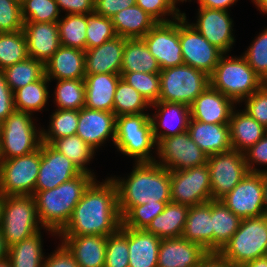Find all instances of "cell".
<instances>
[{
	"instance_id": "cell-34",
	"label": "cell",
	"mask_w": 267,
	"mask_h": 267,
	"mask_svg": "<svg viewBox=\"0 0 267 267\" xmlns=\"http://www.w3.org/2000/svg\"><path fill=\"white\" fill-rule=\"evenodd\" d=\"M213 253H219L238 230L241 218L221 200H211Z\"/></svg>"
},
{
	"instance_id": "cell-50",
	"label": "cell",
	"mask_w": 267,
	"mask_h": 267,
	"mask_svg": "<svg viewBox=\"0 0 267 267\" xmlns=\"http://www.w3.org/2000/svg\"><path fill=\"white\" fill-rule=\"evenodd\" d=\"M242 56L263 82L267 83V28L259 33Z\"/></svg>"
},
{
	"instance_id": "cell-60",
	"label": "cell",
	"mask_w": 267,
	"mask_h": 267,
	"mask_svg": "<svg viewBox=\"0 0 267 267\" xmlns=\"http://www.w3.org/2000/svg\"><path fill=\"white\" fill-rule=\"evenodd\" d=\"M238 0H198L199 7L216 9V10H227L230 6H233Z\"/></svg>"
},
{
	"instance_id": "cell-28",
	"label": "cell",
	"mask_w": 267,
	"mask_h": 267,
	"mask_svg": "<svg viewBox=\"0 0 267 267\" xmlns=\"http://www.w3.org/2000/svg\"><path fill=\"white\" fill-rule=\"evenodd\" d=\"M120 78V74L86 75L84 77L85 107L113 112L114 94Z\"/></svg>"
},
{
	"instance_id": "cell-61",
	"label": "cell",
	"mask_w": 267,
	"mask_h": 267,
	"mask_svg": "<svg viewBox=\"0 0 267 267\" xmlns=\"http://www.w3.org/2000/svg\"><path fill=\"white\" fill-rule=\"evenodd\" d=\"M9 255V246L6 243V239L4 238L1 229H0V261L8 258Z\"/></svg>"
},
{
	"instance_id": "cell-52",
	"label": "cell",
	"mask_w": 267,
	"mask_h": 267,
	"mask_svg": "<svg viewBox=\"0 0 267 267\" xmlns=\"http://www.w3.org/2000/svg\"><path fill=\"white\" fill-rule=\"evenodd\" d=\"M21 2L19 0H0V31L16 32L23 30Z\"/></svg>"
},
{
	"instance_id": "cell-57",
	"label": "cell",
	"mask_w": 267,
	"mask_h": 267,
	"mask_svg": "<svg viewBox=\"0 0 267 267\" xmlns=\"http://www.w3.org/2000/svg\"><path fill=\"white\" fill-rule=\"evenodd\" d=\"M15 110L13 92L0 71V124Z\"/></svg>"
},
{
	"instance_id": "cell-48",
	"label": "cell",
	"mask_w": 267,
	"mask_h": 267,
	"mask_svg": "<svg viewBox=\"0 0 267 267\" xmlns=\"http://www.w3.org/2000/svg\"><path fill=\"white\" fill-rule=\"evenodd\" d=\"M168 202L159 201L146 203L140 206H132L121 218L122 226L131 229H146L151 221L164 211Z\"/></svg>"
},
{
	"instance_id": "cell-47",
	"label": "cell",
	"mask_w": 267,
	"mask_h": 267,
	"mask_svg": "<svg viewBox=\"0 0 267 267\" xmlns=\"http://www.w3.org/2000/svg\"><path fill=\"white\" fill-rule=\"evenodd\" d=\"M24 22H58L60 10L55 0H21Z\"/></svg>"
},
{
	"instance_id": "cell-40",
	"label": "cell",
	"mask_w": 267,
	"mask_h": 267,
	"mask_svg": "<svg viewBox=\"0 0 267 267\" xmlns=\"http://www.w3.org/2000/svg\"><path fill=\"white\" fill-rule=\"evenodd\" d=\"M5 80L14 92L29 83L40 80L45 75V64L42 61L27 58L2 70Z\"/></svg>"
},
{
	"instance_id": "cell-38",
	"label": "cell",
	"mask_w": 267,
	"mask_h": 267,
	"mask_svg": "<svg viewBox=\"0 0 267 267\" xmlns=\"http://www.w3.org/2000/svg\"><path fill=\"white\" fill-rule=\"evenodd\" d=\"M88 14H65L58 22V32L62 46L86 50V29Z\"/></svg>"
},
{
	"instance_id": "cell-35",
	"label": "cell",
	"mask_w": 267,
	"mask_h": 267,
	"mask_svg": "<svg viewBox=\"0 0 267 267\" xmlns=\"http://www.w3.org/2000/svg\"><path fill=\"white\" fill-rule=\"evenodd\" d=\"M156 58L142 38L126 39L120 72L160 73Z\"/></svg>"
},
{
	"instance_id": "cell-64",
	"label": "cell",
	"mask_w": 267,
	"mask_h": 267,
	"mask_svg": "<svg viewBox=\"0 0 267 267\" xmlns=\"http://www.w3.org/2000/svg\"><path fill=\"white\" fill-rule=\"evenodd\" d=\"M256 7H258V10H260L262 13L267 14V0H252Z\"/></svg>"
},
{
	"instance_id": "cell-45",
	"label": "cell",
	"mask_w": 267,
	"mask_h": 267,
	"mask_svg": "<svg viewBox=\"0 0 267 267\" xmlns=\"http://www.w3.org/2000/svg\"><path fill=\"white\" fill-rule=\"evenodd\" d=\"M128 227L120 228L107 236L105 266L129 267Z\"/></svg>"
},
{
	"instance_id": "cell-16",
	"label": "cell",
	"mask_w": 267,
	"mask_h": 267,
	"mask_svg": "<svg viewBox=\"0 0 267 267\" xmlns=\"http://www.w3.org/2000/svg\"><path fill=\"white\" fill-rule=\"evenodd\" d=\"M161 70L184 64L179 41V17L170 22H158L142 38Z\"/></svg>"
},
{
	"instance_id": "cell-41",
	"label": "cell",
	"mask_w": 267,
	"mask_h": 267,
	"mask_svg": "<svg viewBox=\"0 0 267 267\" xmlns=\"http://www.w3.org/2000/svg\"><path fill=\"white\" fill-rule=\"evenodd\" d=\"M151 105L145 98L122 78L119 79L114 94L113 112L116 116L132 115L144 112Z\"/></svg>"
},
{
	"instance_id": "cell-15",
	"label": "cell",
	"mask_w": 267,
	"mask_h": 267,
	"mask_svg": "<svg viewBox=\"0 0 267 267\" xmlns=\"http://www.w3.org/2000/svg\"><path fill=\"white\" fill-rule=\"evenodd\" d=\"M220 200L241 219L266 214L264 211L263 173L248 172L234 189Z\"/></svg>"
},
{
	"instance_id": "cell-66",
	"label": "cell",
	"mask_w": 267,
	"mask_h": 267,
	"mask_svg": "<svg viewBox=\"0 0 267 267\" xmlns=\"http://www.w3.org/2000/svg\"><path fill=\"white\" fill-rule=\"evenodd\" d=\"M0 267H12L8 258L0 261Z\"/></svg>"
},
{
	"instance_id": "cell-10",
	"label": "cell",
	"mask_w": 267,
	"mask_h": 267,
	"mask_svg": "<svg viewBox=\"0 0 267 267\" xmlns=\"http://www.w3.org/2000/svg\"><path fill=\"white\" fill-rule=\"evenodd\" d=\"M41 162L38 150L8 160H0V191L5 196L33 195Z\"/></svg>"
},
{
	"instance_id": "cell-24",
	"label": "cell",
	"mask_w": 267,
	"mask_h": 267,
	"mask_svg": "<svg viewBox=\"0 0 267 267\" xmlns=\"http://www.w3.org/2000/svg\"><path fill=\"white\" fill-rule=\"evenodd\" d=\"M125 38L116 36L100 46L85 50V76L120 74Z\"/></svg>"
},
{
	"instance_id": "cell-12",
	"label": "cell",
	"mask_w": 267,
	"mask_h": 267,
	"mask_svg": "<svg viewBox=\"0 0 267 267\" xmlns=\"http://www.w3.org/2000/svg\"><path fill=\"white\" fill-rule=\"evenodd\" d=\"M171 201L192 207L212 200L207 164L183 171H170Z\"/></svg>"
},
{
	"instance_id": "cell-18",
	"label": "cell",
	"mask_w": 267,
	"mask_h": 267,
	"mask_svg": "<svg viewBox=\"0 0 267 267\" xmlns=\"http://www.w3.org/2000/svg\"><path fill=\"white\" fill-rule=\"evenodd\" d=\"M212 45L223 53L231 51L235 37L233 20L227 10L198 8L196 23H190Z\"/></svg>"
},
{
	"instance_id": "cell-39",
	"label": "cell",
	"mask_w": 267,
	"mask_h": 267,
	"mask_svg": "<svg viewBox=\"0 0 267 267\" xmlns=\"http://www.w3.org/2000/svg\"><path fill=\"white\" fill-rule=\"evenodd\" d=\"M50 145L71 160L83 173L95 177L94 172L89 170L86 165L90 163L96 152L78 135L61 137Z\"/></svg>"
},
{
	"instance_id": "cell-32",
	"label": "cell",
	"mask_w": 267,
	"mask_h": 267,
	"mask_svg": "<svg viewBox=\"0 0 267 267\" xmlns=\"http://www.w3.org/2000/svg\"><path fill=\"white\" fill-rule=\"evenodd\" d=\"M111 19L116 35L126 39L143 38L158 23L138 5L121 10Z\"/></svg>"
},
{
	"instance_id": "cell-27",
	"label": "cell",
	"mask_w": 267,
	"mask_h": 267,
	"mask_svg": "<svg viewBox=\"0 0 267 267\" xmlns=\"http://www.w3.org/2000/svg\"><path fill=\"white\" fill-rule=\"evenodd\" d=\"M45 75L50 82L52 79H84L85 51L61 45L45 63Z\"/></svg>"
},
{
	"instance_id": "cell-17",
	"label": "cell",
	"mask_w": 267,
	"mask_h": 267,
	"mask_svg": "<svg viewBox=\"0 0 267 267\" xmlns=\"http://www.w3.org/2000/svg\"><path fill=\"white\" fill-rule=\"evenodd\" d=\"M81 173L82 171L66 156L50 144L41 143V162L35 191L56 188Z\"/></svg>"
},
{
	"instance_id": "cell-1",
	"label": "cell",
	"mask_w": 267,
	"mask_h": 267,
	"mask_svg": "<svg viewBox=\"0 0 267 267\" xmlns=\"http://www.w3.org/2000/svg\"><path fill=\"white\" fill-rule=\"evenodd\" d=\"M122 224L118 209L115 183L106 178L95 179L84 191L66 226L58 236H108L115 233Z\"/></svg>"
},
{
	"instance_id": "cell-20",
	"label": "cell",
	"mask_w": 267,
	"mask_h": 267,
	"mask_svg": "<svg viewBox=\"0 0 267 267\" xmlns=\"http://www.w3.org/2000/svg\"><path fill=\"white\" fill-rule=\"evenodd\" d=\"M237 103L210 85L190 106L191 118L204 123L229 124Z\"/></svg>"
},
{
	"instance_id": "cell-37",
	"label": "cell",
	"mask_w": 267,
	"mask_h": 267,
	"mask_svg": "<svg viewBox=\"0 0 267 267\" xmlns=\"http://www.w3.org/2000/svg\"><path fill=\"white\" fill-rule=\"evenodd\" d=\"M48 83L49 79L44 75L40 80L15 90L13 92L15 110L30 114L42 111L50 97Z\"/></svg>"
},
{
	"instance_id": "cell-63",
	"label": "cell",
	"mask_w": 267,
	"mask_h": 267,
	"mask_svg": "<svg viewBox=\"0 0 267 267\" xmlns=\"http://www.w3.org/2000/svg\"><path fill=\"white\" fill-rule=\"evenodd\" d=\"M264 211L267 214V172L263 173Z\"/></svg>"
},
{
	"instance_id": "cell-13",
	"label": "cell",
	"mask_w": 267,
	"mask_h": 267,
	"mask_svg": "<svg viewBox=\"0 0 267 267\" xmlns=\"http://www.w3.org/2000/svg\"><path fill=\"white\" fill-rule=\"evenodd\" d=\"M212 200H220L248 173L244 153L229 150L207 156Z\"/></svg>"
},
{
	"instance_id": "cell-51",
	"label": "cell",
	"mask_w": 267,
	"mask_h": 267,
	"mask_svg": "<svg viewBox=\"0 0 267 267\" xmlns=\"http://www.w3.org/2000/svg\"><path fill=\"white\" fill-rule=\"evenodd\" d=\"M177 0H136V5L151 15L157 22H170L184 16L176 7ZM171 16L173 19H167Z\"/></svg>"
},
{
	"instance_id": "cell-23",
	"label": "cell",
	"mask_w": 267,
	"mask_h": 267,
	"mask_svg": "<svg viewBox=\"0 0 267 267\" xmlns=\"http://www.w3.org/2000/svg\"><path fill=\"white\" fill-rule=\"evenodd\" d=\"M23 32L29 58L44 64L61 46L57 22H24Z\"/></svg>"
},
{
	"instance_id": "cell-29",
	"label": "cell",
	"mask_w": 267,
	"mask_h": 267,
	"mask_svg": "<svg viewBox=\"0 0 267 267\" xmlns=\"http://www.w3.org/2000/svg\"><path fill=\"white\" fill-rule=\"evenodd\" d=\"M182 237L213 253L211 200L189 208Z\"/></svg>"
},
{
	"instance_id": "cell-25",
	"label": "cell",
	"mask_w": 267,
	"mask_h": 267,
	"mask_svg": "<svg viewBox=\"0 0 267 267\" xmlns=\"http://www.w3.org/2000/svg\"><path fill=\"white\" fill-rule=\"evenodd\" d=\"M79 267H104L107 236H59Z\"/></svg>"
},
{
	"instance_id": "cell-11",
	"label": "cell",
	"mask_w": 267,
	"mask_h": 267,
	"mask_svg": "<svg viewBox=\"0 0 267 267\" xmlns=\"http://www.w3.org/2000/svg\"><path fill=\"white\" fill-rule=\"evenodd\" d=\"M155 162L170 171H183L207 163V155L192 140L188 131L161 139Z\"/></svg>"
},
{
	"instance_id": "cell-21",
	"label": "cell",
	"mask_w": 267,
	"mask_h": 267,
	"mask_svg": "<svg viewBox=\"0 0 267 267\" xmlns=\"http://www.w3.org/2000/svg\"><path fill=\"white\" fill-rule=\"evenodd\" d=\"M154 114L150 115L153 135L158 143L161 139L188 131L191 118L190 107L182 103L158 101L151 105ZM159 127L164 129L159 131Z\"/></svg>"
},
{
	"instance_id": "cell-5",
	"label": "cell",
	"mask_w": 267,
	"mask_h": 267,
	"mask_svg": "<svg viewBox=\"0 0 267 267\" xmlns=\"http://www.w3.org/2000/svg\"><path fill=\"white\" fill-rule=\"evenodd\" d=\"M114 145L117 151L135 159V163L155 162L151 152L157 149L149 113L116 117Z\"/></svg>"
},
{
	"instance_id": "cell-3",
	"label": "cell",
	"mask_w": 267,
	"mask_h": 267,
	"mask_svg": "<svg viewBox=\"0 0 267 267\" xmlns=\"http://www.w3.org/2000/svg\"><path fill=\"white\" fill-rule=\"evenodd\" d=\"M95 179L82 172L56 188L34 192L37 214L46 231L56 236L66 226L84 191Z\"/></svg>"
},
{
	"instance_id": "cell-8",
	"label": "cell",
	"mask_w": 267,
	"mask_h": 267,
	"mask_svg": "<svg viewBox=\"0 0 267 267\" xmlns=\"http://www.w3.org/2000/svg\"><path fill=\"white\" fill-rule=\"evenodd\" d=\"M40 224L33 195L5 196L0 229L9 247L40 232Z\"/></svg>"
},
{
	"instance_id": "cell-33",
	"label": "cell",
	"mask_w": 267,
	"mask_h": 267,
	"mask_svg": "<svg viewBox=\"0 0 267 267\" xmlns=\"http://www.w3.org/2000/svg\"><path fill=\"white\" fill-rule=\"evenodd\" d=\"M189 208L186 205L168 202L164 211L157 215L145 230L160 239L181 237Z\"/></svg>"
},
{
	"instance_id": "cell-59",
	"label": "cell",
	"mask_w": 267,
	"mask_h": 267,
	"mask_svg": "<svg viewBox=\"0 0 267 267\" xmlns=\"http://www.w3.org/2000/svg\"><path fill=\"white\" fill-rule=\"evenodd\" d=\"M197 267H237L224 259L219 253H208Z\"/></svg>"
},
{
	"instance_id": "cell-19",
	"label": "cell",
	"mask_w": 267,
	"mask_h": 267,
	"mask_svg": "<svg viewBox=\"0 0 267 267\" xmlns=\"http://www.w3.org/2000/svg\"><path fill=\"white\" fill-rule=\"evenodd\" d=\"M116 115L114 112L93 110L86 107L78 111L77 133L95 151L106 141L114 144L116 134Z\"/></svg>"
},
{
	"instance_id": "cell-49",
	"label": "cell",
	"mask_w": 267,
	"mask_h": 267,
	"mask_svg": "<svg viewBox=\"0 0 267 267\" xmlns=\"http://www.w3.org/2000/svg\"><path fill=\"white\" fill-rule=\"evenodd\" d=\"M116 36L111 18L100 16L95 13L88 14L86 50L100 46Z\"/></svg>"
},
{
	"instance_id": "cell-53",
	"label": "cell",
	"mask_w": 267,
	"mask_h": 267,
	"mask_svg": "<svg viewBox=\"0 0 267 267\" xmlns=\"http://www.w3.org/2000/svg\"><path fill=\"white\" fill-rule=\"evenodd\" d=\"M243 101L244 110L267 129V83Z\"/></svg>"
},
{
	"instance_id": "cell-36",
	"label": "cell",
	"mask_w": 267,
	"mask_h": 267,
	"mask_svg": "<svg viewBox=\"0 0 267 267\" xmlns=\"http://www.w3.org/2000/svg\"><path fill=\"white\" fill-rule=\"evenodd\" d=\"M41 231L9 247L12 267H43L44 253Z\"/></svg>"
},
{
	"instance_id": "cell-14",
	"label": "cell",
	"mask_w": 267,
	"mask_h": 267,
	"mask_svg": "<svg viewBox=\"0 0 267 267\" xmlns=\"http://www.w3.org/2000/svg\"><path fill=\"white\" fill-rule=\"evenodd\" d=\"M186 19V14L179 17V41L183 62L210 76L224 53L210 44Z\"/></svg>"
},
{
	"instance_id": "cell-7",
	"label": "cell",
	"mask_w": 267,
	"mask_h": 267,
	"mask_svg": "<svg viewBox=\"0 0 267 267\" xmlns=\"http://www.w3.org/2000/svg\"><path fill=\"white\" fill-rule=\"evenodd\" d=\"M32 115L14 110L0 124V160L24 156L39 149L42 129L37 130Z\"/></svg>"
},
{
	"instance_id": "cell-6",
	"label": "cell",
	"mask_w": 267,
	"mask_h": 267,
	"mask_svg": "<svg viewBox=\"0 0 267 267\" xmlns=\"http://www.w3.org/2000/svg\"><path fill=\"white\" fill-rule=\"evenodd\" d=\"M219 254L237 267L267 255V214L242 219Z\"/></svg>"
},
{
	"instance_id": "cell-43",
	"label": "cell",
	"mask_w": 267,
	"mask_h": 267,
	"mask_svg": "<svg viewBox=\"0 0 267 267\" xmlns=\"http://www.w3.org/2000/svg\"><path fill=\"white\" fill-rule=\"evenodd\" d=\"M23 30L0 34V71L28 58Z\"/></svg>"
},
{
	"instance_id": "cell-44",
	"label": "cell",
	"mask_w": 267,
	"mask_h": 267,
	"mask_svg": "<svg viewBox=\"0 0 267 267\" xmlns=\"http://www.w3.org/2000/svg\"><path fill=\"white\" fill-rule=\"evenodd\" d=\"M47 131L42 128V142L51 144L61 137L73 136L77 133L78 110L56 109L50 116Z\"/></svg>"
},
{
	"instance_id": "cell-46",
	"label": "cell",
	"mask_w": 267,
	"mask_h": 267,
	"mask_svg": "<svg viewBox=\"0 0 267 267\" xmlns=\"http://www.w3.org/2000/svg\"><path fill=\"white\" fill-rule=\"evenodd\" d=\"M120 75L121 78L137 90L150 105L159 101V73L120 72Z\"/></svg>"
},
{
	"instance_id": "cell-67",
	"label": "cell",
	"mask_w": 267,
	"mask_h": 267,
	"mask_svg": "<svg viewBox=\"0 0 267 267\" xmlns=\"http://www.w3.org/2000/svg\"><path fill=\"white\" fill-rule=\"evenodd\" d=\"M177 1H179V2H180V1H181V2H184V1H185V2H186L187 0H177ZM190 1H191V0H190Z\"/></svg>"
},
{
	"instance_id": "cell-2",
	"label": "cell",
	"mask_w": 267,
	"mask_h": 267,
	"mask_svg": "<svg viewBox=\"0 0 267 267\" xmlns=\"http://www.w3.org/2000/svg\"><path fill=\"white\" fill-rule=\"evenodd\" d=\"M110 177L117 189L122 217L132 206L171 201L170 170L156 162L135 163L127 178Z\"/></svg>"
},
{
	"instance_id": "cell-42",
	"label": "cell",
	"mask_w": 267,
	"mask_h": 267,
	"mask_svg": "<svg viewBox=\"0 0 267 267\" xmlns=\"http://www.w3.org/2000/svg\"><path fill=\"white\" fill-rule=\"evenodd\" d=\"M54 101L57 109L80 110L85 107L84 79L56 80Z\"/></svg>"
},
{
	"instance_id": "cell-65",
	"label": "cell",
	"mask_w": 267,
	"mask_h": 267,
	"mask_svg": "<svg viewBox=\"0 0 267 267\" xmlns=\"http://www.w3.org/2000/svg\"><path fill=\"white\" fill-rule=\"evenodd\" d=\"M4 202H5V194L2 191H0V222L2 218Z\"/></svg>"
},
{
	"instance_id": "cell-26",
	"label": "cell",
	"mask_w": 267,
	"mask_h": 267,
	"mask_svg": "<svg viewBox=\"0 0 267 267\" xmlns=\"http://www.w3.org/2000/svg\"><path fill=\"white\" fill-rule=\"evenodd\" d=\"M188 132L207 156L232 149L229 124L204 123L190 119Z\"/></svg>"
},
{
	"instance_id": "cell-31",
	"label": "cell",
	"mask_w": 267,
	"mask_h": 267,
	"mask_svg": "<svg viewBox=\"0 0 267 267\" xmlns=\"http://www.w3.org/2000/svg\"><path fill=\"white\" fill-rule=\"evenodd\" d=\"M160 243L145 229L128 228L129 267H157Z\"/></svg>"
},
{
	"instance_id": "cell-55",
	"label": "cell",
	"mask_w": 267,
	"mask_h": 267,
	"mask_svg": "<svg viewBox=\"0 0 267 267\" xmlns=\"http://www.w3.org/2000/svg\"><path fill=\"white\" fill-rule=\"evenodd\" d=\"M134 5H136V0H95L94 13L107 18H112L121 10Z\"/></svg>"
},
{
	"instance_id": "cell-58",
	"label": "cell",
	"mask_w": 267,
	"mask_h": 267,
	"mask_svg": "<svg viewBox=\"0 0 267 267\" xmlns=\"http://www.w3.org/2000/svg\"><path fill=\"white\" fill-rule=\"evenodd\" d=\"M61 12L66 14H91L94 13L95 0H55Z\"/></svg>"
},
{
	"instance_id": "cell-62",
	"label": "cell",
	"mask_w": 267,
	"mask_h": 267,
	"mask_svg": "<svg viewBox=\"0 0 267 267\" xmlns=\"http://www.w3.org/2000/svg\"><path fill=\"white\" fill-rule=\"evenodd\" d=\"M242 267H267V255L249 261Z\"/></svg>"
},
{
	"instance_id": "cell-22",
	"label": "cell",
	"mask_w": 267,
	"mask_h": 267,
	"mask_svg": "<svg viewBox=\"0 0 267 267\" xmlns=\"http://www.w3.org/2000/svg\"><path fill=\"white\" fill-rule=\"evenodd\" d=\"M208 253L182 236L161 239L157 267H197Z\"/></svg>"
},
{
	"instance_id": "cell-56",
	"label": "cell",
	"mask_w": 267,
	"mask_h": 267,
	"mask_svg": "<svg viewBox=\"0 0 267 267\" xmlns=\"http://www.w3.org/2000/svg\"><path fill=\"white\" fill-rule=\"evenodd\" d=\"M43 267H79L73 254L61 243L51 255L45 257Z\"/></svg>"
},
{
	"instance_id": "cell-54",
	"label": "cell",
	"mask_w": 267,
	"mask_h": 267,
	"mask_svg": "<svg viewBox=\"0 0 267 267\" xmlns=\"http://www.w3.org/2000/svg\"><path fill=\"white\" fill-rule=\"evenodd\" d=\"M246 166L248 172L252 173H264L267 170L256 169L254 166L264 164L267 165V133L252 147L244 152Z\"/></svg>"
},
{
	"instance_id": "cell-9",
	"label": "cell",
	"mask_w": 267,
	"mask_h": 267,
	"mask_svg": "<svg viewBox=\"0 0 267 267\" xmlns=\"http://www.w3.org/2000/svg\"><path fill=\"white\" fill-rule=\"evenodd\" d=\"M159 77V101L182 103L189 107L210 85L209 75L186 64L161 70Z\"/></svg>"
},
{
	"instance_id": "cell-30",
	"label": "cell",
	"mask_w": 267,
	"mask_h": 267,
	"mask_svg": "<svg viewBox=\"0 0 267 267\" xmlns=\"http://www.w3.org/2000/svg\"><path fill=\"white\" fill-rule=\"evenodd\" d=\"M229 128L232 149L241 153L255 145L267 133V129L245 110H233Z\"/></svg>"
},
{
	"instance_id": "cell-4",
	"label": "cell",
	"mask_w": 267,
	"mask_h": 267,
	"mask_svg": "<svg viewBox=\"0 0 267 267\" xmlns=\"http://www.w3.org/2000/svg\"><path fill=\"white\" fill-rule=\"evenodd\" d=\"M209 79L212 88L237 104L265 84L243 56L229 57L226 53L220 57Z\"/></svg>"
}]
</instances>
